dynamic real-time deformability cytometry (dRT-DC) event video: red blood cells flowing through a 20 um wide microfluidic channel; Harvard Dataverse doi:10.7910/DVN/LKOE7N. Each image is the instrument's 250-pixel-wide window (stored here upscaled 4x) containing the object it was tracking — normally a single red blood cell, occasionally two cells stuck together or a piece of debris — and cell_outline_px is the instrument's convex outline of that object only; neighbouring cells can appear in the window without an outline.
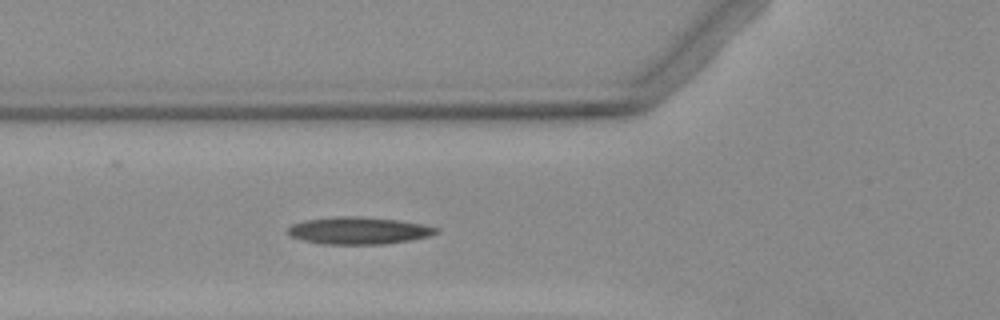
{"species": "Egyptian fruit bat (a non-hibernating species)", "species_latin": "Rousettus aegyptiacus", "temperature_condition": "warm", "stored_images_in_passage": 4, "camera_frame_rate_fps": 3000, "um_per_image_px": 0.085, "animal": {"sex": "female"}, "frame": {"image": 1, "passage_image": 4, "time_ms": 4.333, "image_size_px": [1000, 320], "cell_outline_px": [[440, 232], [428, 236], [412, 240], [384, 244], [324, 244], [304, 240], [292, 236], [288, 232], [288, 228], [292, 224], [304, 220], [336, 216], [352, 216], [400, 220], [424, 224], [440, 228]], "centroid_in_image_um": [30.54, 19.59], "position_along_channel_um": 95.3, "area_um2": 23.52}}